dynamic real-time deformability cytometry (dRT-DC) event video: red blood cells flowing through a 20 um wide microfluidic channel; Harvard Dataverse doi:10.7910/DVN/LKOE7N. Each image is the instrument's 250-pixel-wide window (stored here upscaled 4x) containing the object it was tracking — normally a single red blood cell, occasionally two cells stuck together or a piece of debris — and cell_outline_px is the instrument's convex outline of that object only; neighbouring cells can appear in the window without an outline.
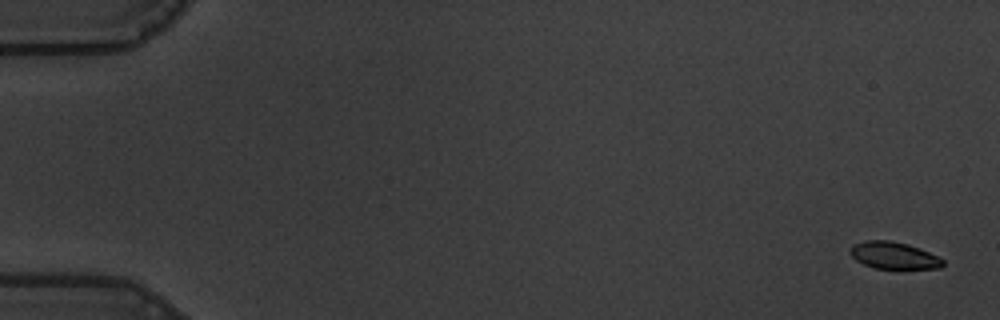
{"species": "common noctule bat (a hibernating species)", "species_latin": "Nyctalus noctula", "temperature_condition": "warm", "stored_images_in_passage": 58, "camera_frame_rate_fps": 3000, "um_per_image_px": 0.085, "animal": {"sex": "male", "body_mass_g": 19.5, "forearm_length_mm": 54.6}, "frame": {"image": 1, "passage_image": 1, "time_ms": 0.0, "image_size_px": [1000, 320], "cell_outline_px": [[944, 264], [940, 268], [876, 268], [864, 264], [856, 260], [848, 252], [852, 244], [868, 240], [892, 240], [908, 244], [920, 248], [944, 260]], "centroid_in_image_um": [75.94, 21.69], "position_along_channel_um": 9.1, "area_um2": 14.51}}
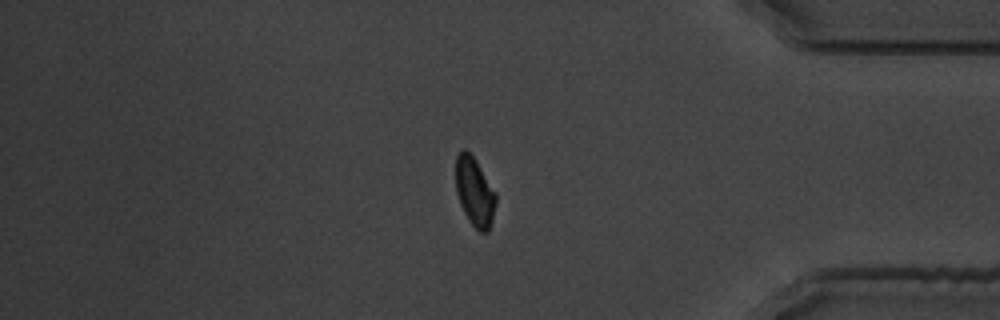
{"frame": {"image": 2, "passage_image": 49, "time_ms": 16.0, "image_size_px": [1000, 320], "cell_outline_px": [[496, 200], [492, 220], [488, 232], [480, 232], [468, 220], [460, 204], [456, 192], [456, 156], [460, 148], [464, 148], [476, 160], [496, 192]], "centroid_in_image_um": [40.33, 16.28], "position_along_channel_um": 394.9, "area_um2": 16.13}}
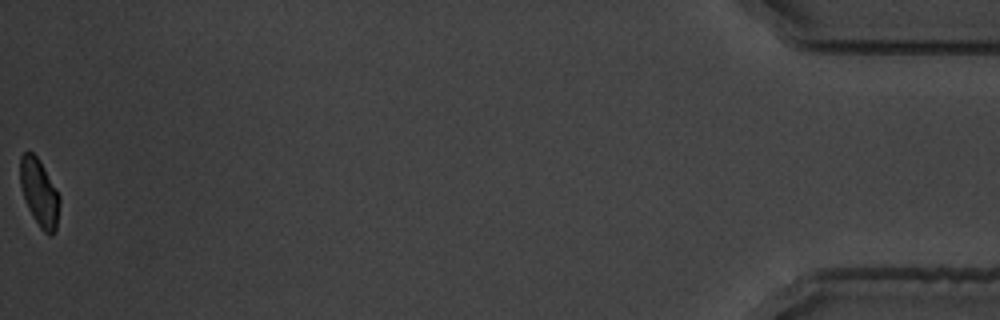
{"frame": {"image": 3, "passage_image": 58, "time_ms": 19.0, "image_size_px": [1000, 320], "cell_outline_px": [[60, 204], [56, 232], [52, 236], [48, 236], [40, 228], [28, 208], [20, 184], [20, 156], [24, 152], [32, 152], [40, 160], [56, 188], [60, 196]], "centroid_in_image_um": [3.37, 16.41], "position_along_channel_um": 431.8, "area_um2": 15.61}, "authors_computed_cell_mechanics": {"area_um2": 16.2418, "velocity_mm_per_s": 3.5373, "shape_relaxation_time_tau1_ms": 2.597, "shape_relaxation_time_tau2_ms": 0.6345, "deformation_change_tau1": 0.0984, "deformation_change_tau2": 0.0577}}